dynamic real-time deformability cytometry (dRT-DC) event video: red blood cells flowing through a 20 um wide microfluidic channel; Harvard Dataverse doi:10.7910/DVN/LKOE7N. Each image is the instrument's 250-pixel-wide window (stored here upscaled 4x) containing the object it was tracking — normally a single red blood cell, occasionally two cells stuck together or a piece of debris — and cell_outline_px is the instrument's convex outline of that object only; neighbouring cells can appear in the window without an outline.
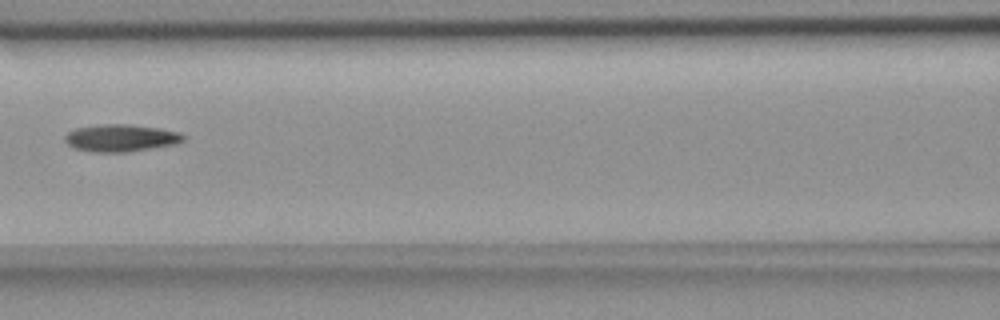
{"species": "common noctule bat (a hibernating species)", "species_latin": "Nyctalus noctula", "temperature_condition": "room temperature", "stored_images_in_passage": 6, "camera_frame_rate_fps": 3000, "um_per_image_px": 0.085, "animal": {"sex": "female", "body_mass_g": 18.4}, "frame": {"image": 1, "passage_image": 6, "time_ms": 1.667, "image_size_px": [1000, 320], "cell_outline_px": [[184, 140], [176, 144], [124, 152], [92, 152], [76, 148], [68, 144], [64, 140], [64, 136], [68, 132], [76, 128], [104, 124], [128, 124], [160, 128], [176, 132], [184, 136]], "centroid_in_image_um": [10.24, 11.72], "position_along_channel_um": 156.4, "area_um2": 18.55}}